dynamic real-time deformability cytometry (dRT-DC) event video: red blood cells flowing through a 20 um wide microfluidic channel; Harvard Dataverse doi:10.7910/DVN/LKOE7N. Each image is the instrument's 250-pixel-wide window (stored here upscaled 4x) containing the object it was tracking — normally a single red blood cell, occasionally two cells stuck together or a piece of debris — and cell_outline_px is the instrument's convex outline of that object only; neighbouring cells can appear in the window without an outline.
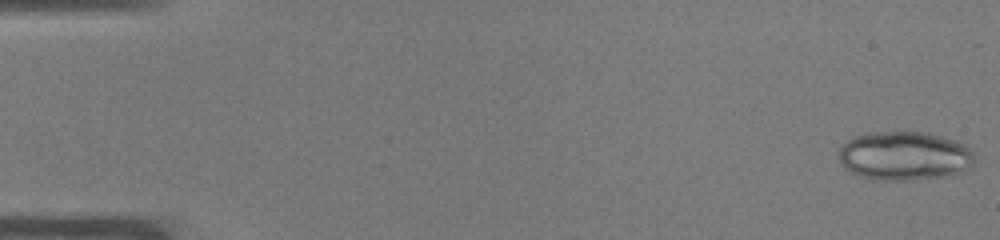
{"species": "common noctule bat (a hibernating species)", "species_latin": "Nyctalus noctula", "temperature_condition": "warm", "stored_images_in_passage": 20, "camera_frame_rate_fps": 3000, "um_per_image_px": 0.085, "animal": {"sex": "male", "body_mass_g": 19.0, "forearm_length_mm": 50.8}, "frame": {"image": 1, "passage_image": 1, "time_ms": 0.0, "image_size_px": [1000, 240], "cell_outline_px": [[976, 160], [964, 172], [952, 176], [912, 180], [884, 180], [856, 176], [844, 168], [840, 164], [840, 148], [852, 136], [868, 132], [928, 132], [956, 140], [968, 144], [972, 148], [976, 156]], "centroid_in_image_um": [76.94, 13.25], "position_along_channel_um": 8.1, "area_um2": 39.59}}